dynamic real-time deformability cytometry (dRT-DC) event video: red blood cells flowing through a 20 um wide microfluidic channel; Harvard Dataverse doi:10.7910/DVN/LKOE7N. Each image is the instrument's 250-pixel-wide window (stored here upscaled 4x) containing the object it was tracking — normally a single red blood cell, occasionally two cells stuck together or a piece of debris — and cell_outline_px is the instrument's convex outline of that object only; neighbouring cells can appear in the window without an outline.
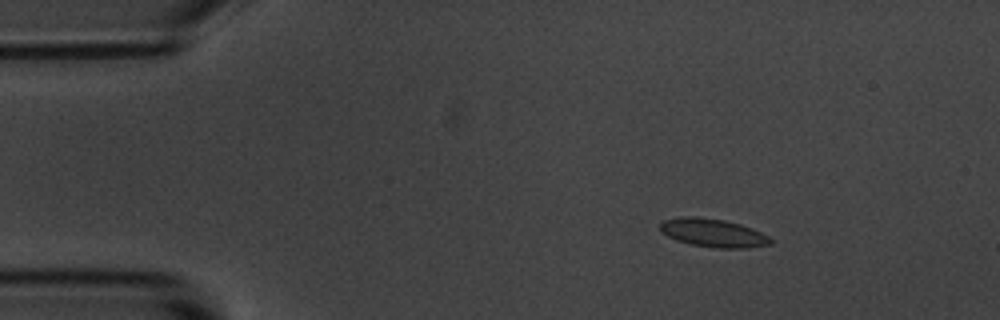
{"species": "common noctule bat (a hibernating species)", "species_latin": "Nyctalus noctula", "temperature_condition": "room temperature", "stored_images_in_passage": 5, "camera_frame_rate_fps": 3000, "um_per_image_px": 0.085, "animal": {"sex": "male", "body_mass_g": 20.1, "forearm_length_mm": 53.5}, "frame": {"image": 1, "passage_image": 3, "time_ms": 2.333, "image_size_px": [1000, 320], "cell_outline_px": [[772, 244], [748, 248], [716, 248], [692, 244], [676, 240], [660, 232], [660, 224], [664, 220], [680, 216], [696, 216], [724, 220], [740, 224], [752, 228], [768, 236], [772, 240]], "centroid_in_image_um": [60.6, 19.79], "position_along_channel_um": 24.4, "area_um2": 18.26}}